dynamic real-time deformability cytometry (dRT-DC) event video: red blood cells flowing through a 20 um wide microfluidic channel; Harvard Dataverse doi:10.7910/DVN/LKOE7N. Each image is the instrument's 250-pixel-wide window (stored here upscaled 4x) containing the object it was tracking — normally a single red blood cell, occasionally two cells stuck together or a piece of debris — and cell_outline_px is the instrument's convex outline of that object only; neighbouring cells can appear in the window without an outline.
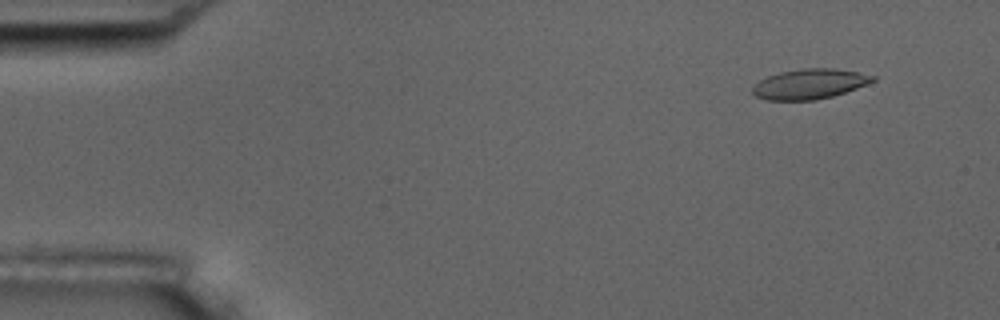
{"species": "common noctule bat (a hibernating species)", "species_latin": "Nyctalus noctula", "temperature_condition": "room temperature", "stored_images_in_passage": 5, "camera_frame_rate_fps": 3000, "um_per_image_px": 0.085, "animal": {"sex": "male", "body_mass_g": 17.5, "forearm_length_mm": 52.3}, "frame": {"image": 1, "passage_image": 2, "time_ms": 1.333, "image_size_px": [1000, 320], "cell_outline_px": [[876, 80], [856, 88], [832, 96], [816, 100], [768, 100], [756, 96], [752, 92], [752, 88], [760, 80], [768, 76], [780, 72], [804, 68], [832, 68], [856, 72], [876, 76]], "centroid_in_image_um": [68.8, 7.14], "position_along_channel_um": 16.2, "area_um2": 20.81}}
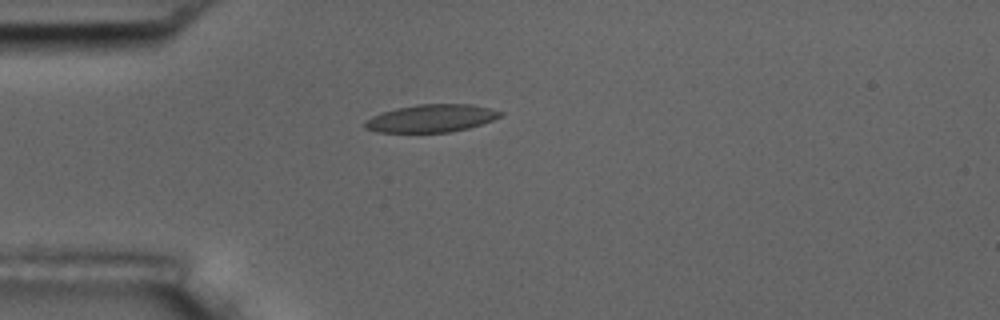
{"frame": {"image": 2, "passage_image": 5, "time_ms": 4.667, "image_size_px": [1000, 320], "cell_outline_px": [[504, 112], [500, 116], [492, 120], [468, 128], [448, 132], [376, 132], [364, 128], [364, 120], [372, 116], [396, 108], [420, 104], [472, 104]], "centroid_in_image_um": [36.63, 10.06], "position_along_channel_um": 48.4, "area_um2": 21.68}}